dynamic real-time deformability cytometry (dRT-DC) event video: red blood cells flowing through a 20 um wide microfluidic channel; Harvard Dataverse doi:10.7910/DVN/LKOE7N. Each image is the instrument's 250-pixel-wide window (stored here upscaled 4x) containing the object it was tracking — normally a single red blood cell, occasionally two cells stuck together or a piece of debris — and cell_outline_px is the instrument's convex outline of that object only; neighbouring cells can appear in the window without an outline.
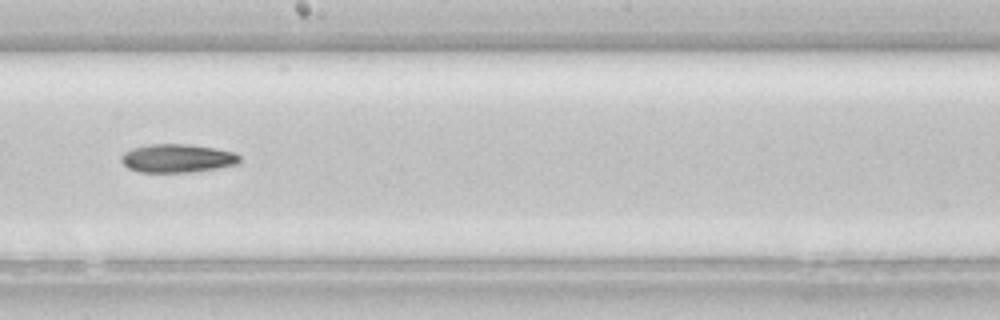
{"species": "common noctule bat (a hibernating species)", "species_latin": "Nyctalus noctula", "temperature_condition": "room temperature", "stored_images_in_passage": 34, "camera_frame_rate_fps": 3000, "um_per_image_px": 0.085, "animal": {"sex": "female", "body_mass_g": 22.7, "forearm_length_mm": 54.2}, "frame": {"image": 1, "passage_image": 15, "time_ms": 4.667, "image_size_px": [1000, 320], "cell_outline_px": [[240, 164], [192, 172], [140, 172], [128, 168], [120, 160], [120, 156], [124, 152], [132, 148], [152, 144], [188, 144], [216, 148], [236, 152], [240, 156]], "centroid_in_image_um": [15.09, 13.45], "position_along_channel_um": 233.1, "area_um2": 19.77}}